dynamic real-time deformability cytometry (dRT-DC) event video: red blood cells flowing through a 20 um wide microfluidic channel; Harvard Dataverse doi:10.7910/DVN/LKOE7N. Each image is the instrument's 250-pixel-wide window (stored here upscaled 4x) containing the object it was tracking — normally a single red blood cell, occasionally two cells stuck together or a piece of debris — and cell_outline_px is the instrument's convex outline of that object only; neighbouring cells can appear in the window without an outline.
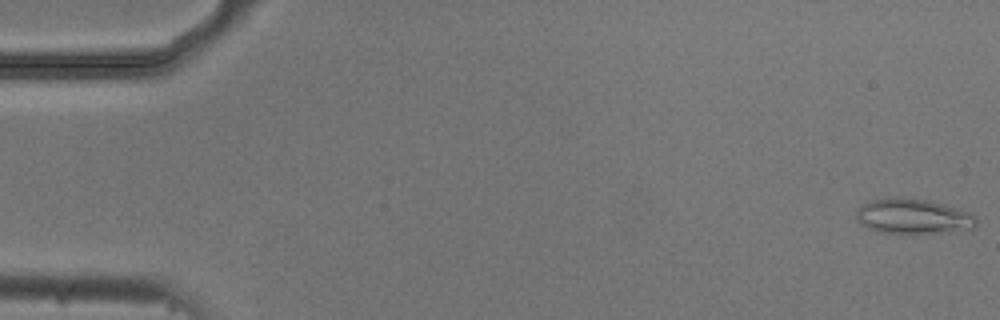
{"species": "common noctule bat (a hibernating species)", "species_latin": "Nyctalus noctula", "temperature_condition": "cold", "stored_images_in_passage": 6, "camera_frame_rate_fps": 3000, "um_per_image_px": 0.085, "animal": {"sex": "male", "body_mass_g": 20.5, "forearm_length_mm": 52.5}, "frame": {"image": 1, "passage_image": 1, "time_ms": 0.0, "image_size_px": [1000, 320], "cell_outline_px": [[976, 228], [936, 232], [880, 232], [868, 228], [856, 216], [856, 212], [864, 204], [872, 200], [896, 196], [928, 200], [944, 204], [968, 212], [976, 216]], "centroid_in_image_um": [77.64, 18.36], "position_along_channel_um": 7.4, "area_um2": 23.93}}